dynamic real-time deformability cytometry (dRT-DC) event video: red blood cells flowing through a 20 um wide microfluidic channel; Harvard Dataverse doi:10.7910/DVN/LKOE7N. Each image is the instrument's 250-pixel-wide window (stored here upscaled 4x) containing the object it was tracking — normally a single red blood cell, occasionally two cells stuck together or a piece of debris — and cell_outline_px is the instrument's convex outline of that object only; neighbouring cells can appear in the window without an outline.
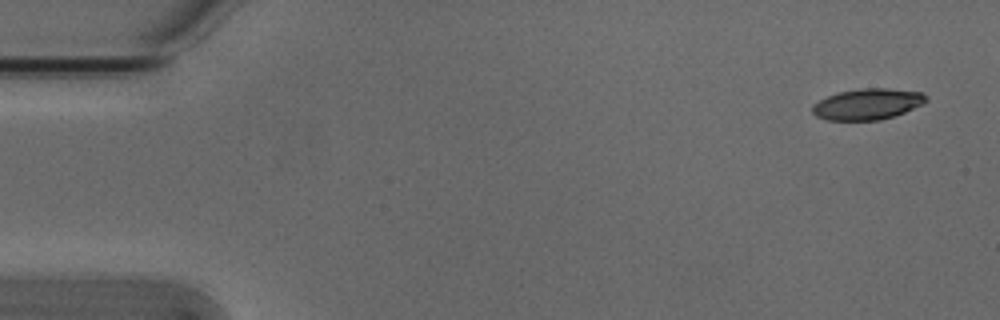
{"species": "Egyptian fruit bat (a non-hibernating species)", "species_latin": "Rousettus aegyptiacus", "temperature_condition": "cold", "stored_images_in_passage": 6, "camera_frame_rate_fps": 3000, "um_per_image_px": 0.085, "animal": {"sex": "male"}, "frame": {"image": 1, "passage_image": 1, "time_ms": 0.0, "image_size_px": [1000, 320], "cell_outline_px": [[928, 100], [924, 104], [904, 112], [880, 120], [828, 120], [816, 116], [812, 112], [812, 104], [828, 96], [840, 92], [860, 88], [884, 88], [924, 92], [928, 96]], "centroid_in_image_um": [73.77, 8.84], "position_along_channel_um": 11.2, "area_um2": 20.58}}
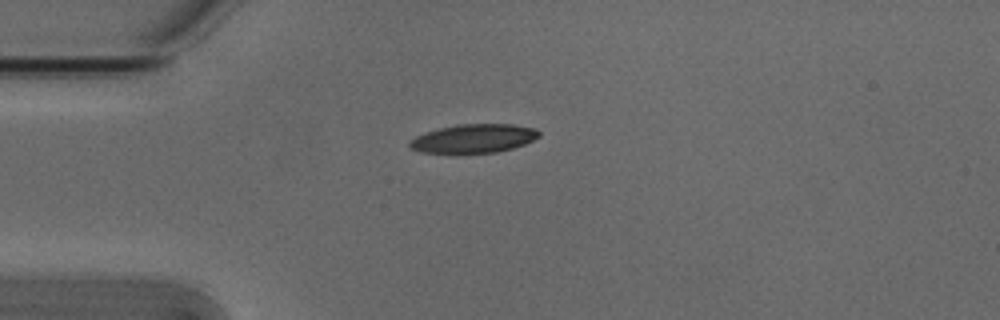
{"frame": {"image": 2, "passage_image": 4, "time_ms": 1.0, "image_size_px": [1000, 320], "cell_outline_px": [[540, 136], [524, 144], [512, 148], [496, 152], [420, 152], [412, 148], [408, 144], [408, 140], [424, 132], [456, 124], [512, 124], [536, 128], [540, 132]], "centroid_in_image_um": [40.27, 11.75], "position_along_channel_um": 44.7, "area_um2": 21.44}}
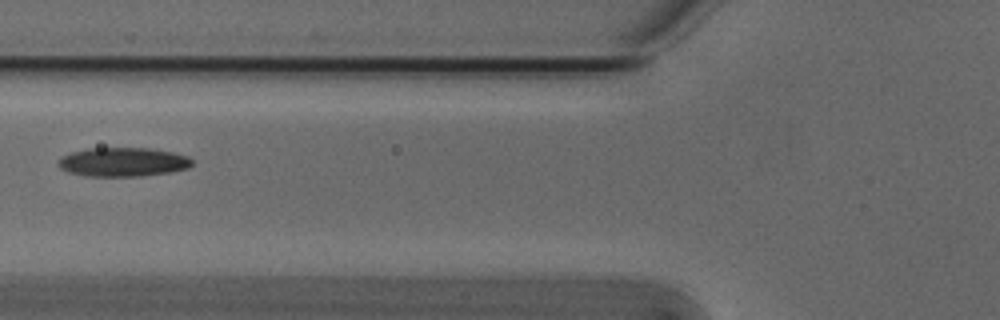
{"frame": {"image": 3, "passage_image": 6, "time_ms": 1.667, "image_size_px": [1000, 320], "cell_outline_px": [[192, 164], [188, 168], [172, 172], [140, 176], [84, 176], [68, 172], [60, 168], [56, 164], [60, 156], [72, 152], [88, 148], [148, 148], [172, 152], [188, 156], [192, 160]], "centroid_in_image_um": [10.42, 13.77], "position_along_channel_um": 115.4, "area_um2": 22.77}}